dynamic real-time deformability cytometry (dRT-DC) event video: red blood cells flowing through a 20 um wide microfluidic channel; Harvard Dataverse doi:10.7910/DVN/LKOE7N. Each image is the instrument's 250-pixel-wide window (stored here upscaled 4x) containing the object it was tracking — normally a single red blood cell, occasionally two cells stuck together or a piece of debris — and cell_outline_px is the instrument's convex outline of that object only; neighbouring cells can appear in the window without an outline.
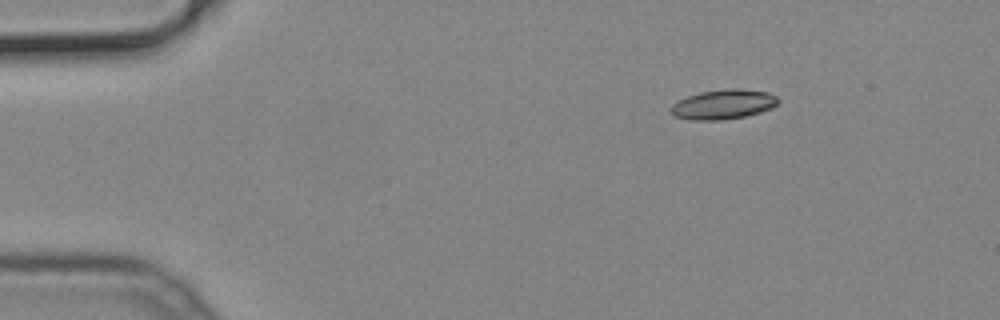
{"species": "common noctule bat (a hibernating species)", "species_latin": "Nyctalus noctula", "temperature_condition": "cold", "stored_images_in_passage": 23, "camera_frame_rate_fps": 3000, "um_per_image_px": 0.085, "animal": {"sex": "male", "body_mass_g": 19.2, "forearm_length_mm": 51.8}, "frame": {"image": 1, "passage_image": 1, "time_ms": 0.0, "image_size_px": [1000, 320], "cell_outline_px": [[780, 100], [772, 108], [760, 112], [744, 116], [720, 120], [688, 120], [672, 116], [672, 104], [688, 96], [700, 92], [728, 88], [736, 88], [768, 92], [776, 96]], "centroid_in_image_um": [61.48, 8.87], "position_along_channel_um": 23.5, "area_um2": 18.5}}
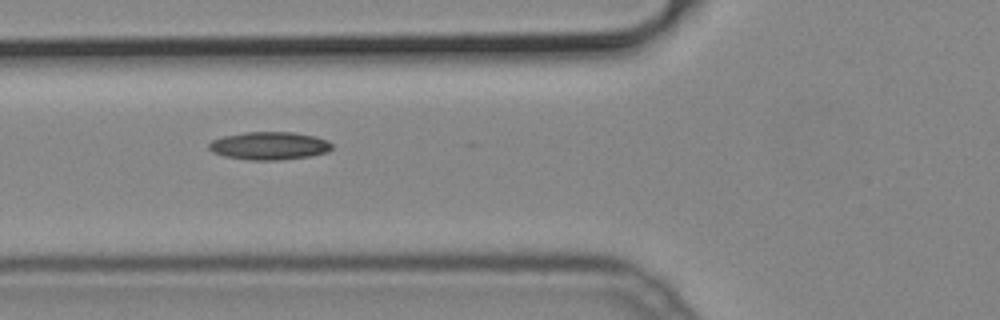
{"frame": {"image": 2, "passage_image": 13, "time_ms": 4.0, "image_size_px": [1000, 320], "cell_outline_px": [[332, 148], [328, 152], [308, 156], [280, 160], [248, 160], [224, 156], [212, 152], [208, 148], [208, 144], [212, 140], [224, 136], [244, 132], [292, 132], [316, 136], [328, 140], [332, 144]], "centroid_in_image_um": [22.88, 12.39], "position_along_channel_um": 102.9, "area_um2": 20.11}}
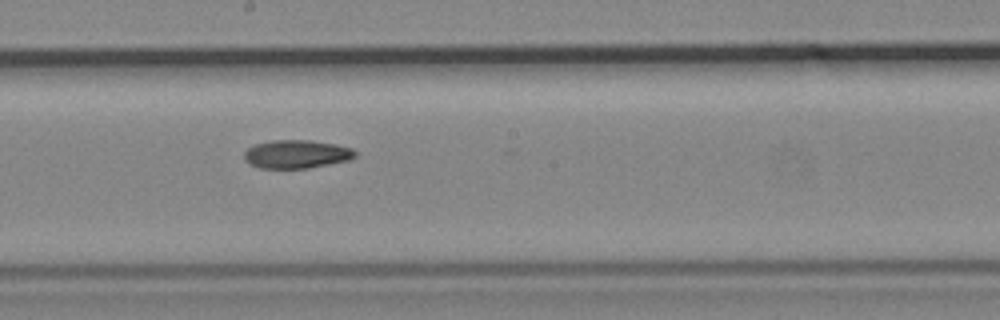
{"frame": {"image": 3, "passage_image": 22, "time_ms": 7.0, "image_size_px": [1000, 320], "cell_outline_px": [[356, 156], [348, 160], [308, 168], [260, 168], [248, 164], [244, 160], [244, 152], [248, 148], [256, 144], [272, 140], [308, 140], [336, 144], [352, 148], [356, 152]], "centroid_in_image_um": [25.18, 13.1], "position_along_channel_um": 223.0, "area_um2": 18.32}}